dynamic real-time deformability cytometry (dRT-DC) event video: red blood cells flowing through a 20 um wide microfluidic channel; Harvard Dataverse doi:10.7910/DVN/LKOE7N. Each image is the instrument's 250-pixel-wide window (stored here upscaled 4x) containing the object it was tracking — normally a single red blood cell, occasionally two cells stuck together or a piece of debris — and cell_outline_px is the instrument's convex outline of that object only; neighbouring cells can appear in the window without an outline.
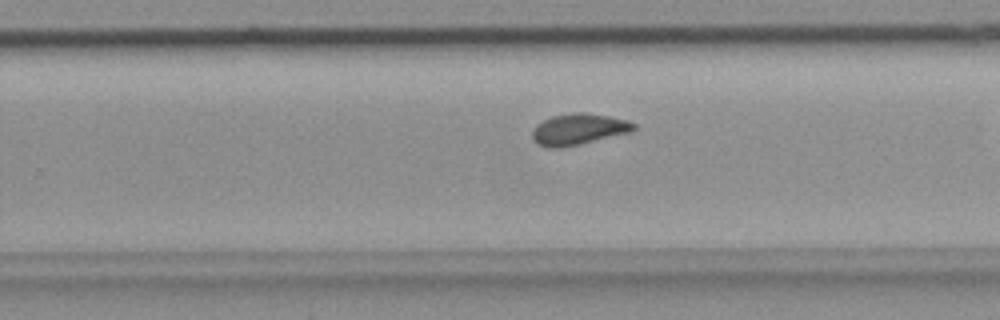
{"species": "common noctule bat (a hibernating species)", "species_latin": "Nyctalus noctula", "temperature_condition": "room temperature", "stored_images_in_passage": 33, "camera_frame_rate_fps": 3000, "um_per_image_px": 0.085, "animal": {"sex": "female", "body_mass_g": 18.4}, "frame": {"image": 1, "passage_image": 28, "time_ms": 9.0, "image_size_px": [1000, 320], "cell_outline_px": [[636, 128], [632, 132], [580, 144], [560, 148], [548, 148], [536, 144], [532, 140], [532, 128], [536, 124], [552, 116], [572, 112], [584, 112], [608, 116], [628, 120], [636, 124]], "centroid_in_image_um": [49.15, 10.99], "position_along_channel_um": 280.6, "area_um2": 18.73}}